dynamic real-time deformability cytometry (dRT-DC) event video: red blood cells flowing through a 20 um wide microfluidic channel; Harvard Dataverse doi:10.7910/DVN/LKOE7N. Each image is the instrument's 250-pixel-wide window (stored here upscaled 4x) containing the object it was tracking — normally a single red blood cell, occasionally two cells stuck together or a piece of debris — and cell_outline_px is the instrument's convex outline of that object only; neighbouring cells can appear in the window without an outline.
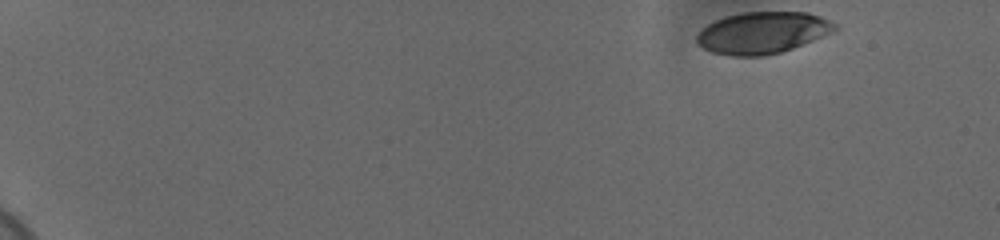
{"species": "human", "species_latin": "Homo sapiens", "temperature_condition": "cold", "stored_images_in_passage": 47, "camera_frame_rate_fps": 3000, "um_per_image_px": 0.085, "donor": {"sex": "female"}, "frame": {"image": 1, "passage_image": 1, "time_ms": 0.0, "image_size_px": [1000, 240], "cell_outline_px": [[840, 24], [832, 32], [792, 48], [780, 52], [764, 56], [732, 56], [712, 52], [696, 44], [696, 36], [700, 28], [724, 16], [744, 12], [808, 12], [820, 16]], "centroid_in_image_um": [64.79, 2.77], "position_along_channel_um": 20.2, "area_um2": 33.64}}
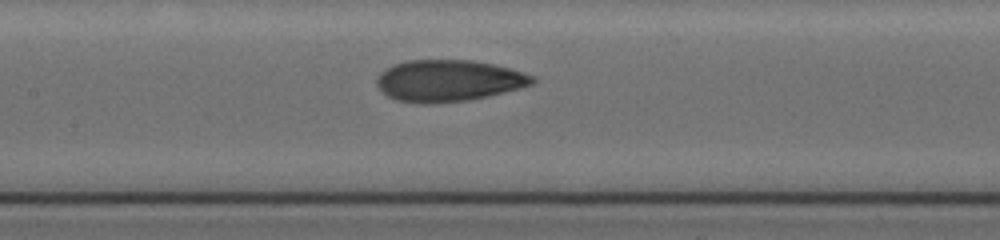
{"frame": {"image": 2, "passage_image": 26, "time_ms": 8.333, "image_size_px": [1000, 240], "cell_outline_px": [[536, 80], [532, 84], [520, 88], [488, 96], [468, 100], [432, 104], [420, 104], [396, 100], [388, 96], [376, 84], [376, 76], [384, 68], [392, 64], [408, 60], [472, 60], [492, 64], [508, 68], [532, 76]], "centroid_in_image_um": [38.06, 6.86], "position_along_channel_um": 169.3, "area_um2": 37.74}}
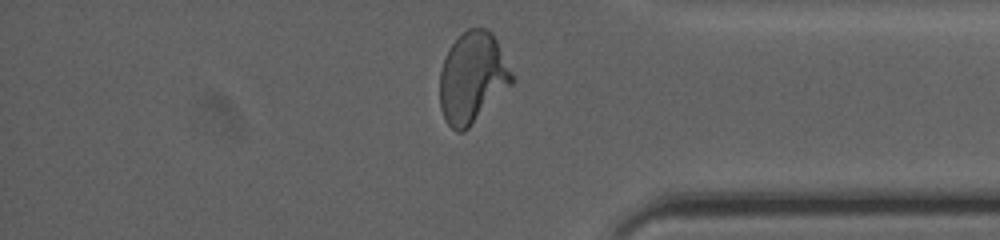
{"frame": {"image": 3, "passage_image": 45, "time_ms": 14.667, "image_size_px": [1000, 240], "cell_outline_px": [[512, 84], [464, 132], [456, 132], [444, 120], [440, 108], [440, 72], [444, 60], [452, 44], [468, 28], [488, 28], [492, 32], [496, 40], [512, 76]], "centroid_in_image_um": [40.13, 6.63], "position_along_channel_um": 395.1, "area_um2": 37.57}, "authors_computed_cell_mechanics": {"area_um2": 36.4718, "velocity_mm_per_s": 3.7066, "shape_relaxation_time_tau1_ms": 8.1288, "shape_relaxation_time_tau2_ms": 1.0561, "deformation_change_tau1": 0.233, "deformation_change_tau2": 0.0725}}